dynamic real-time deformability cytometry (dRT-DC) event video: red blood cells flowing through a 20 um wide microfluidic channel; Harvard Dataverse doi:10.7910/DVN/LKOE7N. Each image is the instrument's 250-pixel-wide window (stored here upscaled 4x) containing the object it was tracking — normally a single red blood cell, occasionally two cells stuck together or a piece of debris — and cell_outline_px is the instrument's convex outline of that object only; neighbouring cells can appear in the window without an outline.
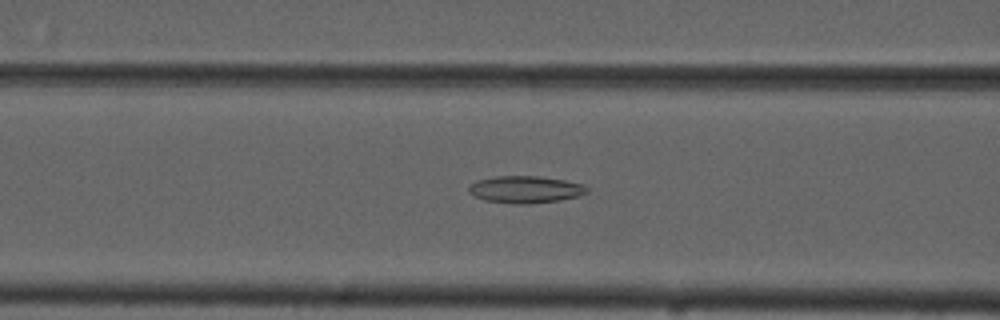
{"species": "common noctule bat (a hibernating species)", "species_latin": "Nyctalus noctula", "temperature_condition": "cold", "stored_images_in_passage": 54, "camera_frame_rate_fps": 3000, "um_per_image_px": 0.085, "animal": {"sex": "male", "forearm_length_mm": 52.5}, "frame": {"image": 1, "passage_image": 21, "time_ms": 6.667, "image_size_px": [1000, 320], "cell_outline_px": [[588, 192], [580, 196], [560, 200], [528, 204], [516, 204], [484, 200], [472, 196], [468, 192], [468, 184], [476, 180], [496, 176], [540, 176], [564, 180], [584, 184], [588, 188]], "centroid_in_image_um": [44.63, 16.1], "position_along_channel_um": 122.0, "area_um2": 18.96}}
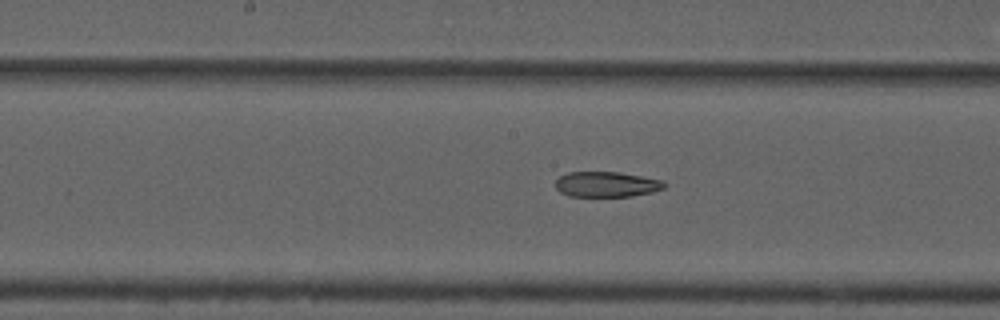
{"frame": {"image": 2, "passage_image": 27, "time_ms": 8.667, "image_size_px": [1000, 320], "cell_outline_px": [[668, 184], [664, 188], [652, 192], [632, 196], [568, 196], [560, 192], [556, 188], [556, 180], [560, 176], [568, 172], [620, 172], [664, 180]], "centroid_in_image_um": [51.59, 15.66], "position_along_channel_um": 196.6, "area_um2": 16.18}}
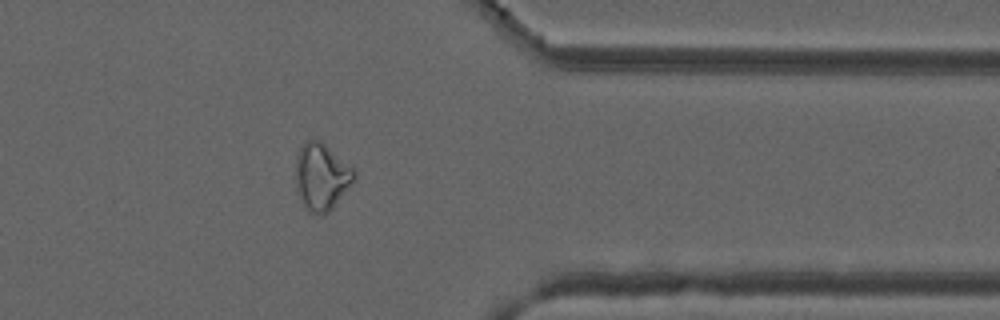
{"frame": {"image": 3, "passage_image": 43, "time_ms": 14.0, "image_size_px": [1000, 320], "cell_outline_px": [[356, 176], [352, 184], [332, 208], [328, 212], [320, 216], [308, 212], [296, 188], [296, 156], [304, 140], [320, 140], [352, 168], [356, 172]], "centroid_in_image_um": [27.31, 15.03], "position_along_channel_um": 384.1, "area_um2": 22.6}}